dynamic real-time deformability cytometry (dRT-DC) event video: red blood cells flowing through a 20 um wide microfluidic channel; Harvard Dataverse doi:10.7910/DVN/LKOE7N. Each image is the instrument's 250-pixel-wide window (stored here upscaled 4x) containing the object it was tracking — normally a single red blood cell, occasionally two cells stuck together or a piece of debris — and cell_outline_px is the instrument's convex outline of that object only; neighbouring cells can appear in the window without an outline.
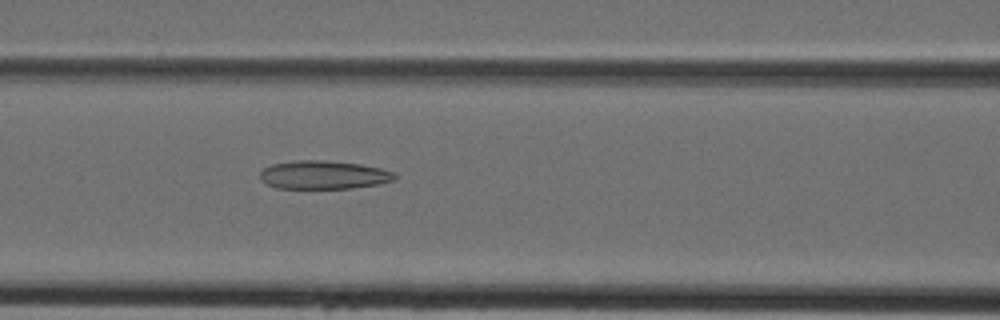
{"species": "Egyptian fruit bat (a non-hibernating species)", "species_latin": "Rousettus aegyptiacus", "temperature_condition": "cold", "stored_images_in_passage": 39, "camera_frame_rate_fps": 3000, "um_per_image_px": 0.085, "animal": {"sex": "female"}, "frame": {"image": 1, "passage_image": 14, "time_ms": 4.333, "image_size_px": [1000, 320], "cell_outline_px": [[396, 176], [392, 180], [380, 184], [352, 188], [276, 188], [260, 180], [260, 172], [264, 168], [272, 164], [300, 160], [324, 160], [360, 164], [380, 168], [396, 172]], "centroid_in_image_um": [27.51, 14.86], "position_along_channel_um": 139.1, "area_um2": 22.25}}
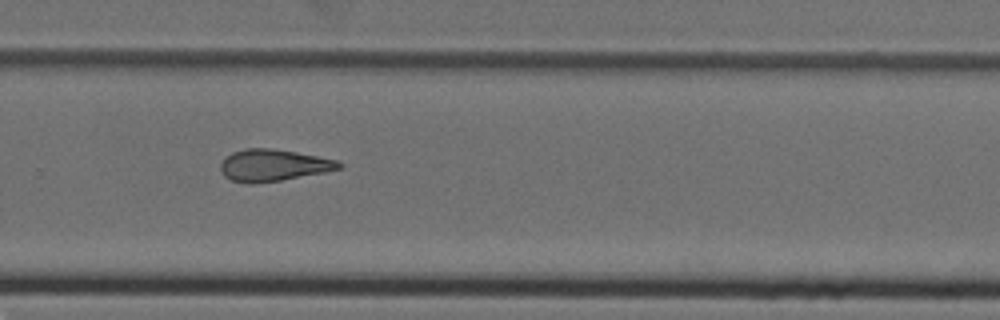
{"frame": {"image": 2, "passage_image": 25, "time_ms": 8.0, "image_size_px": [1000, 320], "cell_outline_px": [[344, 164], [340, 168], [324, 172], [280, 180], [252, 184], [248, 184], [232, 180], [224, 176], [220, 172], [220, 164], [224, 156], [232, 152], [244, 148], [268, 148], [296, 152], [336, 160]], "centroid_in_image_um": [23.16, 14.04], "position_along_channel_um": 306.6, "area_um2": 21.91}}
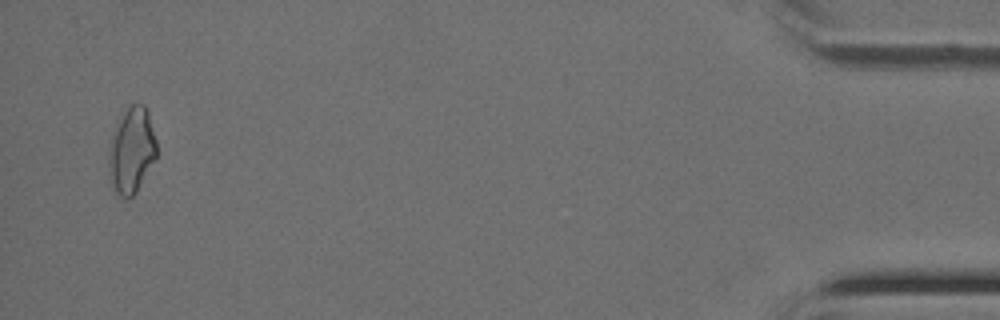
{"frame": {"image": 3, "passage_image": 38, "time_ms": 12.333, "image_size_px": [1000, 320], "cell_outline_px": [[156, 156], [136, 192], [132, 196], [120, 196], [112, 188], [108, 176], [108, 152], [112, 140], [128, 108], [132, 104], [144, 104], [148, 112], [156, 140]], "centroid_in_image_um": [11.19, 12.85], "position_along_channel_um": 424.0, "area_um2": 23.06}}